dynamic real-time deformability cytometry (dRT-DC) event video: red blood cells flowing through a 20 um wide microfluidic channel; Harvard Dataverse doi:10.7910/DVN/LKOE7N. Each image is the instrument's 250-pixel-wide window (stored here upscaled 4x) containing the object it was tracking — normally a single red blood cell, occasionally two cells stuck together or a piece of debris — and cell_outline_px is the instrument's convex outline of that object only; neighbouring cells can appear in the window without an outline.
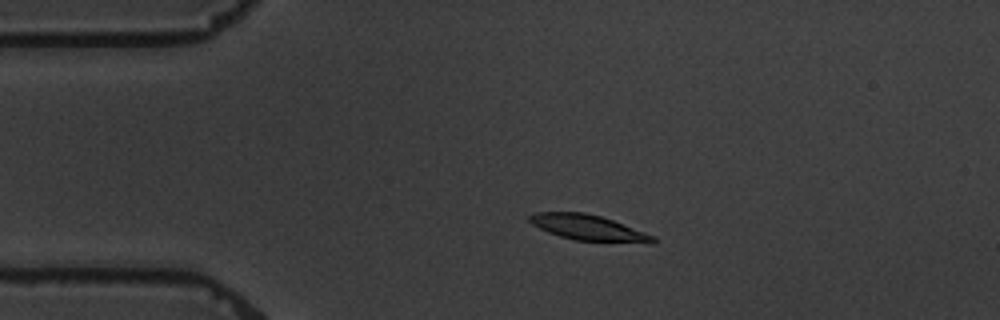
{"species": "common noctule bat (a hibernating species)", "species_latin": "Nyctalus noctula", "temperature_condition": "warm", "stored_images_in_passage": 4, "camera_frame_rate_fps": 3000, "um_per_image_px": 0.085, "animal": {"sex": "male", "body_mass_g": 19.5, "forearm_length_mm": 54.6}, "frame": {"image": 1, "passage_image": 3, "time_ms": 2.333, "image_size_px": [1000, 320], "cell_outline_px": [[656, 240], [652, 244], [576, 240], [560, 236], [548, 232], [532, 224], [528, 220], [528, 216], [532, 212], [584, 212], [600, 216], [612, 220], [656, 236]], "centroid_in_image_um": [50.03, 19.36], "position_along_channel_um": 35.0, "area_um2": 18.5}}